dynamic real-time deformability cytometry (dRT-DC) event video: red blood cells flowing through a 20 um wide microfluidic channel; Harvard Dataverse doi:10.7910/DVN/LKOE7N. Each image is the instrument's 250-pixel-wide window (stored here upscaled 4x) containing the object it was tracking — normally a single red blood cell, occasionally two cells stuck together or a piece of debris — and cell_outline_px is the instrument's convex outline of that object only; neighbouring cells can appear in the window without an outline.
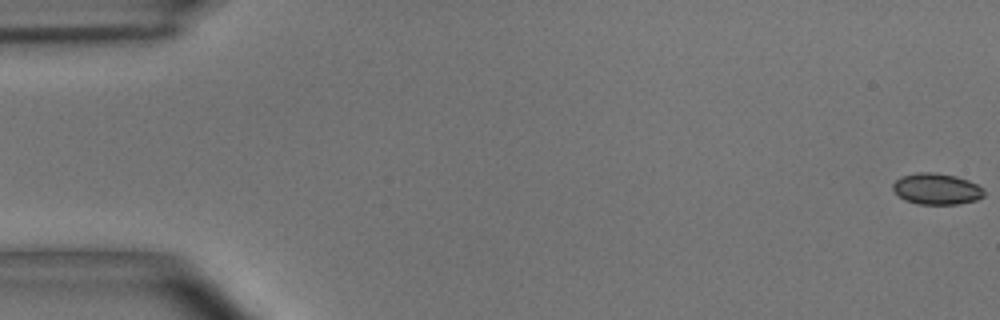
{"species": "common noctule bat (a hibernating species)", "species_latin": "Nyctalus noctula", "temperature_condition": "room temperature", "stored_images_in_passage": 55, "camera_frame_rate_fps": 3000, "um_per_image_px": 0.085, "animal": {"sex": "male", "body_mass_g": 15.6}, "frame": {"image": 1, "passage_image": 1, "time_ms": 0.0, "image_size_px": [1000, 320], "cell_outline_px": [[984, 196], [976, 200], [956, 204], [916, 204], [904, 200], [892, 188], [892, 184], [900, 176], [916, 172], [936, 172], [956, 176], [968, 180], [984, 188]], "centroid_in_image_um": [79.6, 16.05], "position_along_channel_um": 5.4, "area_um2": 16.7}}
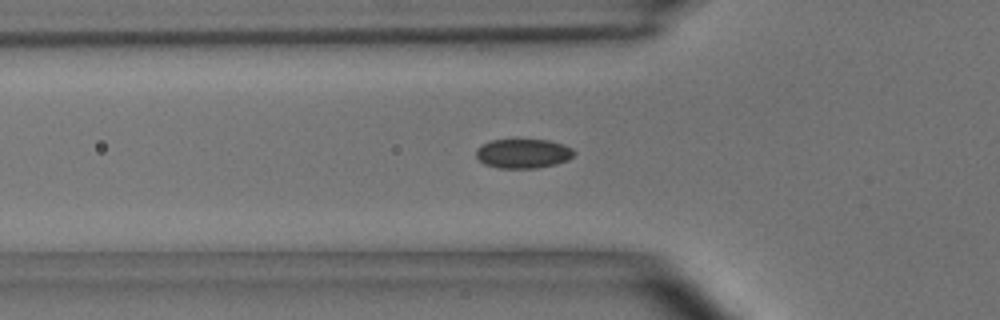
{"frame": {"image": 2, "passage_image": 19, "time_ms": 6.0, "image_size_px": [1000, 320], "cell_outline_px": [[576, 152], [568, 160], [556, 164], [536, 168], [496, 168], [484, 164], [476, 156], [476, 148], [480, 144], [492, 140], [548, 140], [564, 144], [572, 148]], "centroid_in_image_um": [44.46, 13.05], "position_along_channel_um": 81.3, "area_um2": 16.88}}
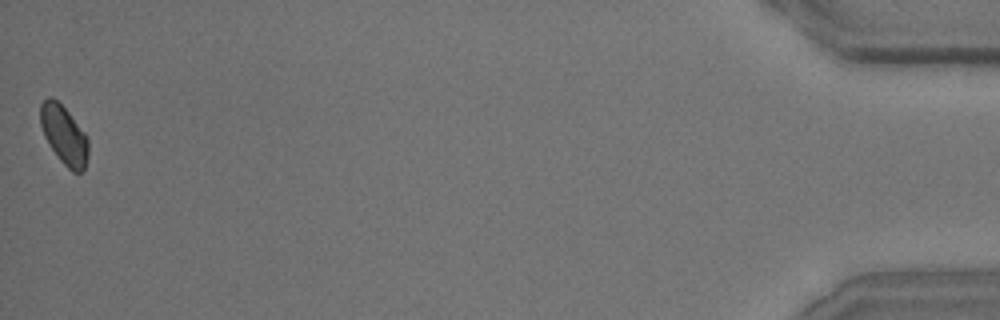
{"frame": {"image": 3, "passage_image": 55, "time_ms": 18.0, "image_size_px": [1000, 320], "cell_outline_px": [[88, 156], [84, 168], [80, 172], [72, 172], [60, 160], [48, 144], [44, 136], [40, 124], [40, 104], [48, 96], [52, 96], [68, 112], [84, 132], [88, 140]], "centroid_in_image_um": [5.42, 11.47], "position_along_channel_um": 429.8, "area_um2": 16.3}, "authors_computed_cell_mechanics": {"area_um2": 16.762, "velocity_mm_per_s": 3.6745, "shape_relaxation_time_tau1_ms": 2.8363, "shape_relaxation_time_tau2_ms": 2.8498, "deformation_change_tau1": 0.0542, "deformation_change_tau2": 0.0397}}